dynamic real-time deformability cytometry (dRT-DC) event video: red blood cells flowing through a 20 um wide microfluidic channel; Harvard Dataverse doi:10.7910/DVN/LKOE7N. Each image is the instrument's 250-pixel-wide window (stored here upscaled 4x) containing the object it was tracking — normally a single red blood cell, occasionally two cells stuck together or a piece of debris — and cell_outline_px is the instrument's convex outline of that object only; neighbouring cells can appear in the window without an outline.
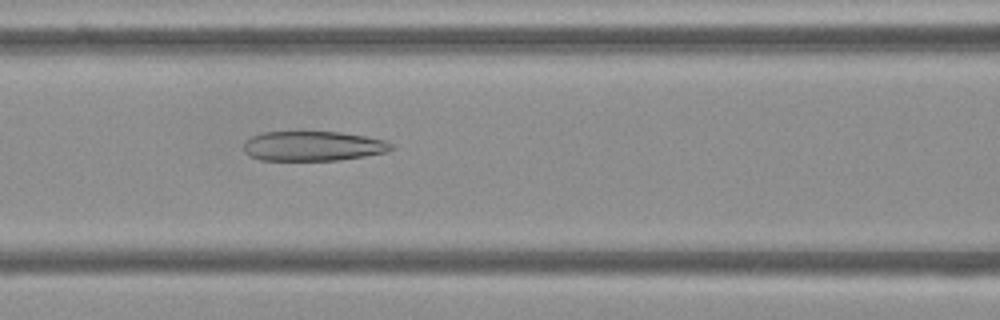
{"species": "Egyptian fruit bat (a non-hibernating species)", "species_latin": "Rousettus aegyptiacus", "temperature_condition": "cold", "stored_images_in_passage": 53, "camera_frame_rate_fps": 3000, "um_per_image_px": 0.085, "frame": {"image": 1, "passage_image": 22, "time_ms": 7.0, "image_size_px": [1000, 320], "cell_outline_px": [[392, 148], [388, 152], [340, 160], [260, 160], [244, 152], [244, 140], [252, 136], [264, 132], [340, 132], [364, 136], [384, 140], [392, 144]], "centroid_in_image_um": [26.59, 12.41], "position_along_channel_um": 140.0, "area_um2": 25.49}}
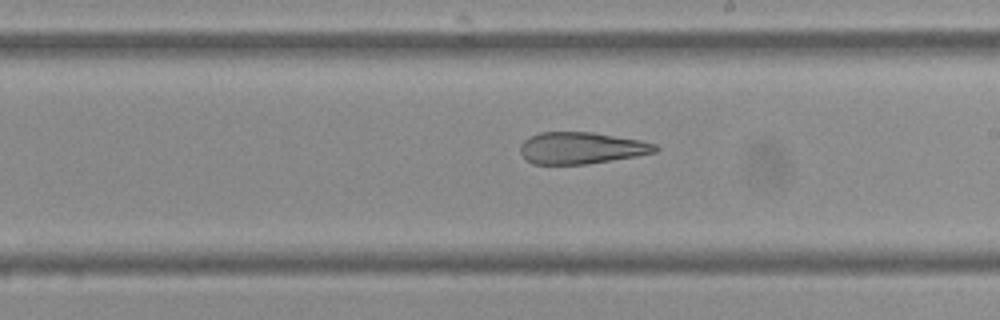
{"frame": {"image": 2, "passage_image": 30, "time_ms": 9.667, "image_size_px": [1000, 320], "cell_outline_px": [[660, 148], [656, 152], [636, 156], [588, 164], [532, 164], [520, 152], [520, 144], [528, 136], [540, 132], [592, 132], [640, 140], [656, 144]], "centroid_in_image_um": [49.41, 12.58], "position_along_channel_um": 239.6, "area_um2": 25.03}}
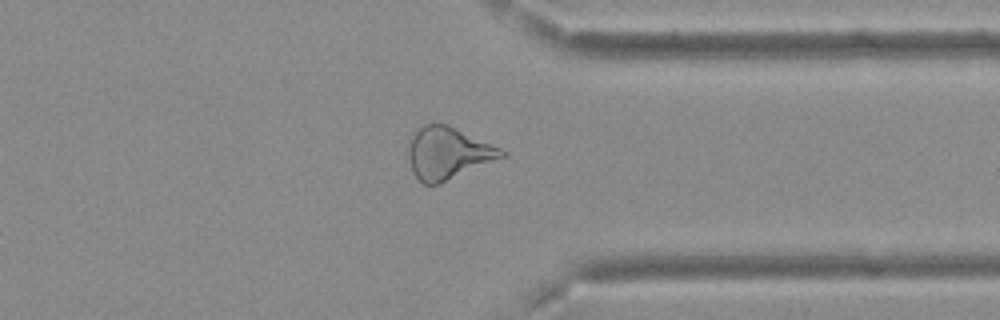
{"frame": {"image": 3, "passage_image": 41, "time_ms": 13.333, "image_size_px": [1000, 320], "cell_outline_px": [[508, 152], [504, 156], [436, 184], [424, 184], [412, 172], [408, 156], [408, 144], [412, 132], [424, 124], [444, 124], [500, 148]], "centroid_in_image_um": [38.0, 13.0], "position_along_channel_um": 373.4, "area_um2": 27.4}}